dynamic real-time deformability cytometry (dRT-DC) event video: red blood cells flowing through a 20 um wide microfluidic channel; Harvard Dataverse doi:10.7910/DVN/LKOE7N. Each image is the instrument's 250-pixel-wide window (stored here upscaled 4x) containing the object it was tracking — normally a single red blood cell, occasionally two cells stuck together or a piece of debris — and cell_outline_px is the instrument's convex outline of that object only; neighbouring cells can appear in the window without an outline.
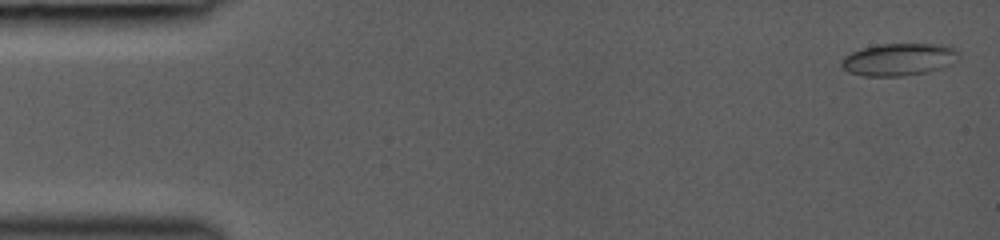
{"species": "common noctule bat (a hibernating species)", "species_latin": "Nyctalus noctula", "temperature_condition": "room temperature", "stored_images_in_passage": 65, "camera_frame_rate_fps": 3000, "um_per_image_px": 0.085, "animal": {"sex": "female", "body_mass_g": 19.0, "forearm_length_mm": 53.3}, "frame": {"image": 1, "passage_image": 1, "time_ms": 0.0, "image_size_px": [1000, 240], "cell_outline_px": [[960, 60], [940, 68], [928, 72], [900, 76], [864, 76], [848, 72], [840, 64], [840, 60], [844, 56], [852, 52], [864, 48], [880, 44], [948, 44], [956, 48], [960, 52]], "centroid_in_image_um": [76.46, 5.05], "position_along_channel_um": 8.5, "area_um2": 22.37}}
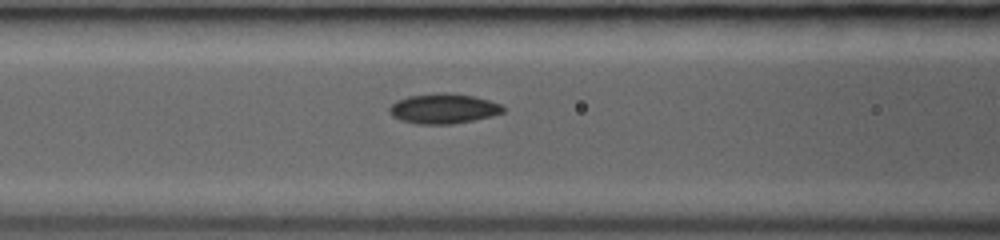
{"frame": {"image": 2, "passage_image": 27, "time_ms": 6.0, "image_size_px": [1000, 240], "cell_outline_px": [[504, 112], [492, 116], [452, 124], [416, 124], [400, 120], [392, 116], [388, 112], [388, 108], [396, 100], [408, 96], [444, 92], [472, 96], [488, 100], [500, 104], [504, 108]], "centroid_in_image_um": [37.65, 9.24], "position_along_channel_um": 129.0, "area_um2": 19.83}}
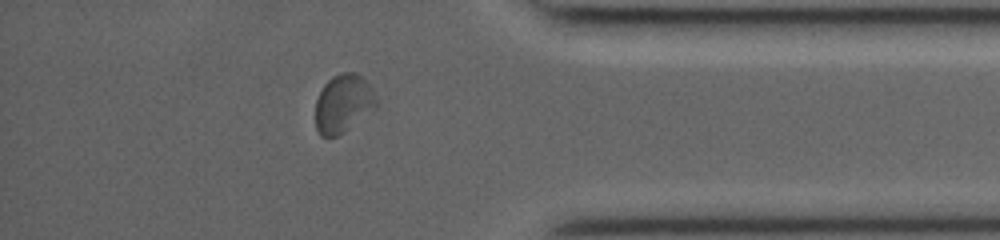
{"frame": {"image": 3, "passage_image": 56, "time_ms": 12.667, "image_size_px": [1000, 240], "cell_outline_px": [[380, 104], [372, 112], [336, 136], [320, 136], [316, 128], [316, 100], [324, 84], [332, 76], [340, 72], [356, 72], [372, 88]], "centroid_in_image_um": [29.2, 8.78], "position_along_channel_um": 406.0, "area_um2": 20.69}}